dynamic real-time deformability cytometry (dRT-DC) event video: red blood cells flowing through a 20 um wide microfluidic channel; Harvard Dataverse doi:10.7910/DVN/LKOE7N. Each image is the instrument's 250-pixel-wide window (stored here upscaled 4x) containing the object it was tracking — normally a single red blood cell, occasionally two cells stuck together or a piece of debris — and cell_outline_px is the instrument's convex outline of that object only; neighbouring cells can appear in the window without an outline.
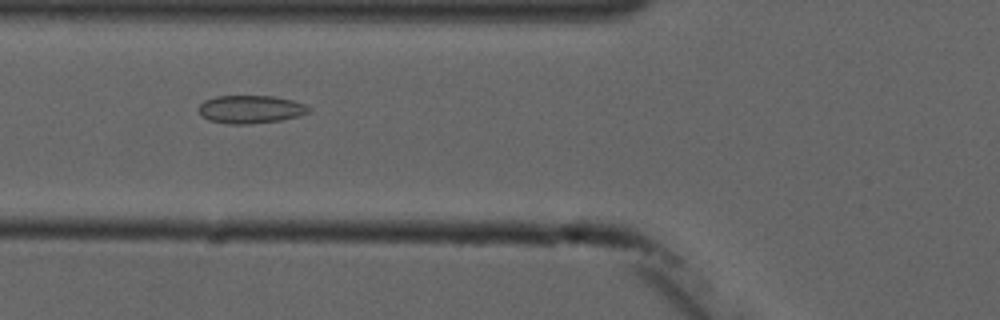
{"species": "common noctule bat (a hibernating species)", "species_latin": "Nyctalus noctula", "temperature_condition": "cold", "stored_images_in_passage": 6, "camera_frame_rate_fps": 3000, "um_per_image_px": 0.085, "animal": {"sex": "male", "forearm_length_mm": 52.5}, "frame": {"image": 1, "passage_image": 6, "time_ms": 5.667, "image_size_px": [1000, 320], "cell_outline_px": [[308, 112], [296, 116], [280, 120], [248, 124], [228, 124], [208, 120], [200, 112], [200, 104], [204, 100], [216, 96], [276, 96], [292, 100], [304, 104], [308, 108]], "centroid_in_image_um": [21.27, 9.28], "position_along_channel_um": 104.5, "area_um2": 17.69}}